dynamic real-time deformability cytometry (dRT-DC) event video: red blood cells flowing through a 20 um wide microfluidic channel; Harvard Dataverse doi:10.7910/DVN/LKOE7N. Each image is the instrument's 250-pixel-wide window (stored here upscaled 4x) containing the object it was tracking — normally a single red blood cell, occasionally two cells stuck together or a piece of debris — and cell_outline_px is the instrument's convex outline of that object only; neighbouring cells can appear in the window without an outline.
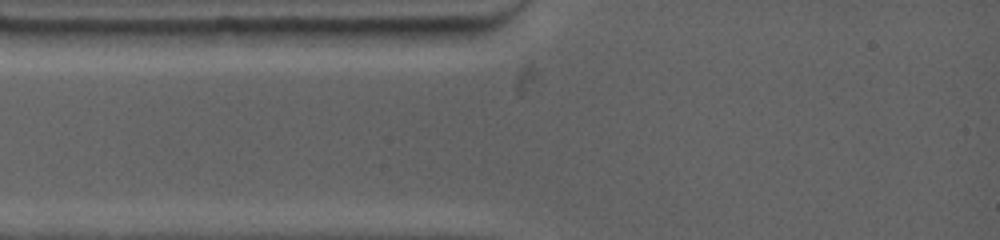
{"species": "common noctule bat (a hibernating species)", "species_latin": "Nyctalus noctula", "temperature_condition": "warm", "stored_images_in_passage": 3, "camera_frame_rate_fps": 4500, "um_per_image_px": 0.085, "animal": {"sex": "female", "body_mass_g": 19.0, "forearm_length_mm": 53.3}, "frame": {"image": 1, "passage_image": 1, "time_ms": 0.0, "image_size_px": [1000, 240], "cell_outline_px": [[484, 32], [476, 36], [452, 44], [380, 44], [344, 32], [344, 28], [472, 28]], "centroid_in_image_um": [35.21, 2.99], "position_along_channel_um": 49.8, "area_um2": 13.18}}